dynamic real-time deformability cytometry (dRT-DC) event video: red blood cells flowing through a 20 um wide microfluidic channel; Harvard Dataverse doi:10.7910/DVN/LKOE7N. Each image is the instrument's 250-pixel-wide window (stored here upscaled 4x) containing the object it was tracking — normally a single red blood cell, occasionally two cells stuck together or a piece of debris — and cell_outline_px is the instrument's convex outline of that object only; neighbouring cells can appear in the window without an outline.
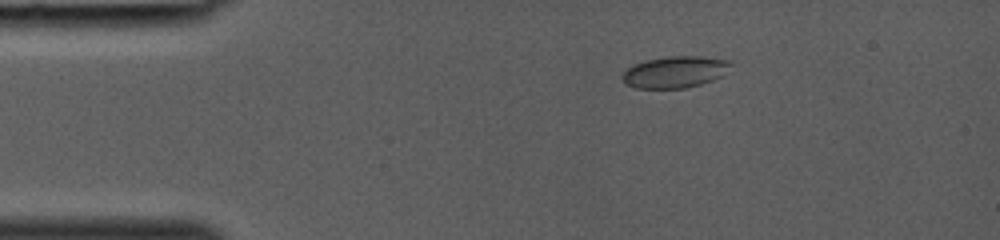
{"species": "common noctule bat (a hibernating species)", "species_latin": "Nyctalus noctula", "temperature_condition": "room temperature", "stored_images_in_passage": 32, "camera_frame_rate_fps": 3000, "um_per_image_px": 0.085, "animal": {"sex": "female", "body_mass_g": 19.0, "forearm_length_mm": 53.3}, "frame": {"image": 1, "passage_image": 2, "time_ms": 0.333, "image_size_px": [1000, 240], "cell_outline_px": [[732, 64], [724, 76], [700, 84], [684, 88], [636, 88], [624, 84], [620, 76], [632, 64], [648, 60], [668, 56], [704, 56], [732, 60]], "centroid_in_image_um": [57.39, 6.11], "position_along_channel_um": 27.6, "area_um2": 20.23}}
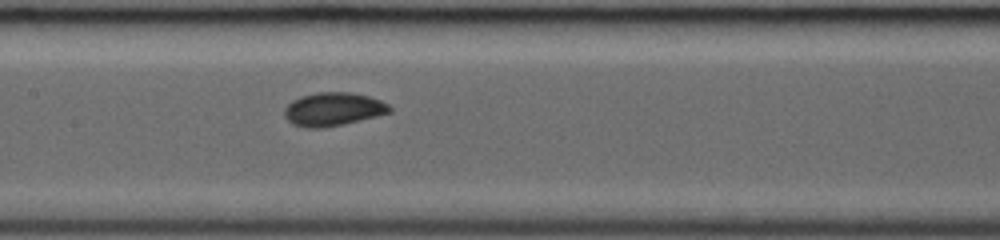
{"frame": {"image": 2, "passage_image": 14, "time_ms": 4.333, "image_size_px": [1000, 240], "cell_outline_px": [[392, 112], [344, 124], [320, 128], [304, 128], [292, 124], [284, 116], [284, 108], [292, 100], [300, 96], [316, 92], [352, 92], [368, 96], [380, 100], [388, 104], [392, 108]], "centroid_in_image_um": [28.3, 9.28], "position_along_channel_um": 179.1, "area_um2": 20.63}}
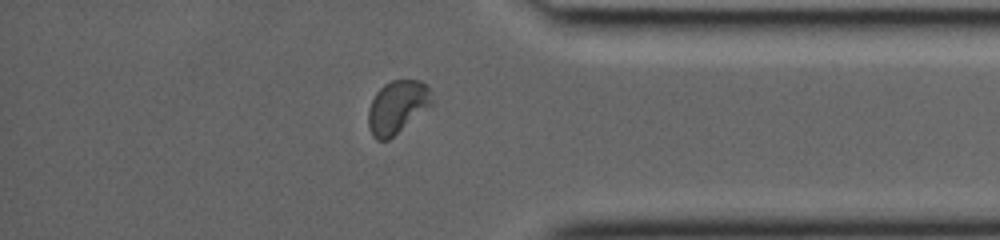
{"frame": {"image": 3, "passage_image": 27, "time_ms": 8.667, "image_size_px": [1000, 240], "cell_outline_px": [[432, 104], [388, 140], [376, 140], [372, 136], [368, 128], [368, 108], [376, 92], [384, 84], [392, 80], [420, 80], [428, 84], [432, 96]], "centroid_in_image_um": [33.75, 9.08], "position_along_channel_um": 401.5, "area_um2": 19.59}}